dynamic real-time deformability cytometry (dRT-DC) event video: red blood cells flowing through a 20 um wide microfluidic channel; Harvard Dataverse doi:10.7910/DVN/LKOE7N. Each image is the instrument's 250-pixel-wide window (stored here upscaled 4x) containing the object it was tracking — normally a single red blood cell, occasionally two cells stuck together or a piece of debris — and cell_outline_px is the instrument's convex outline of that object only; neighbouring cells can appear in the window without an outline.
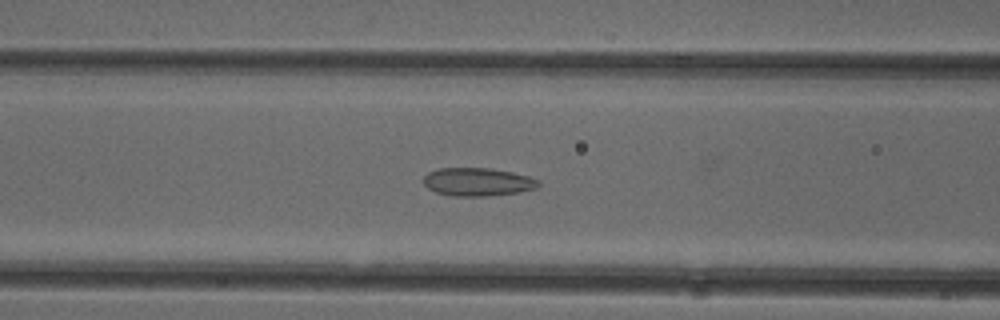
{"species": "common noctule bat (a hibernating species)", "species_latin": "Nyctalus noctula", "temperature_condition": "cold", "stored_images_in_passage": 45, "camera_frame_rate_fps": 3000, "um_per_image_px": 0.085, "animal": {"sex": "female"}, "frame": {"image": 1, "passage_image": 14, "time_ms": 4.333, "image_size_px": [1000, 320], "cell_outline_px": [[540, 184], [536, 188], [516, 192], [488, 196], [452, 196], [436, 192], [428, 188], [424, 184], [424, 176], [428, 172], [436, 168], [492, 168], [512, 172], [528, 176], [540, 180]], "centroid_in_image_um": [40.58, 15.45], "position_along_channel_um": 126.0, "area_um2": 18.9}}
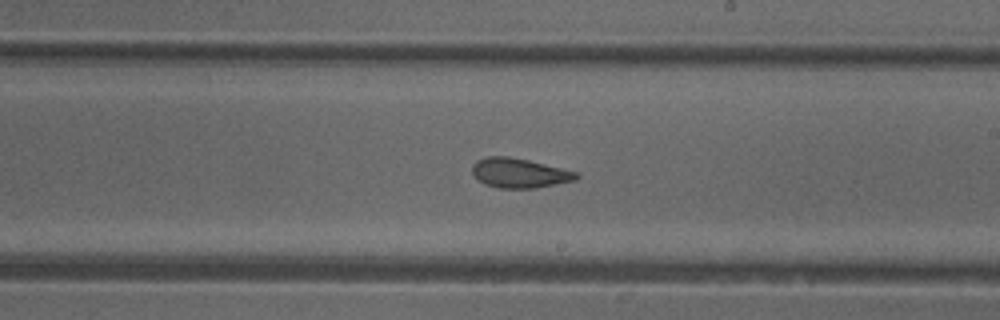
{"frame": {"image": 2, "passage_image": 23, "time_ms": 7.333, "image_size_px": [1000, 320], "cell_outline_px": [[580, 176], [576, 180], [536, 188], [500, 188], [484, 184], [472, 172], [472, 164], [476, 160], [488, 156], [508, 156], [528, 160], [576, 172]], "centroid_in_image_um": [44.13, 14.7], "position_along_channel_um": 244.9, "area_um2": 17.8}}
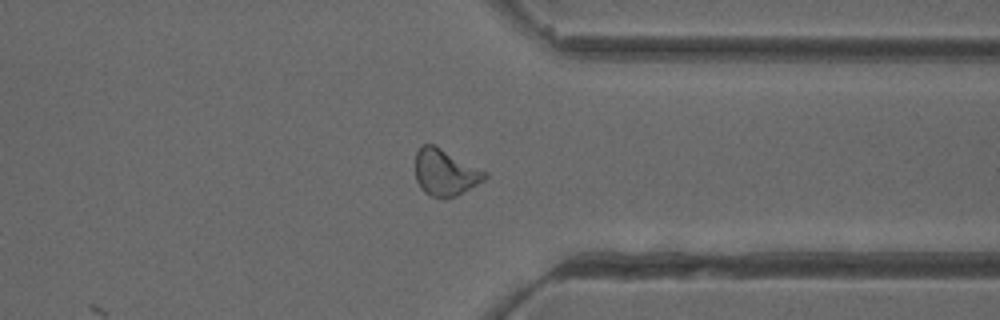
{"frame": {"image": 3, "passage_image": 33, "time_ms": 10.667, "image_size_px": [1000, 320], "cell_outline_px": [[488, 176], [484, 180], [456, 196], [432, 196], [424, 192], [420, 188], [416, 180], [416, 152], [424, 144], [432, 144], [488, 172]], "centroid_in_image_um": [37.84, 14.65], "position_along_channel_um": 373.6, "area_um2": 18.38}, "authors_computed_cell_mechanics": {"area_um2": 18.5538, "velocity_mm_per_s": 3.9715, "shape_relaxation_time_tau1_ms": null, "shape_relaxation_time_tau2_ms": 2.3573, "deformation_change_tau1": null, "deformation_change_tau2": 0.0871}}